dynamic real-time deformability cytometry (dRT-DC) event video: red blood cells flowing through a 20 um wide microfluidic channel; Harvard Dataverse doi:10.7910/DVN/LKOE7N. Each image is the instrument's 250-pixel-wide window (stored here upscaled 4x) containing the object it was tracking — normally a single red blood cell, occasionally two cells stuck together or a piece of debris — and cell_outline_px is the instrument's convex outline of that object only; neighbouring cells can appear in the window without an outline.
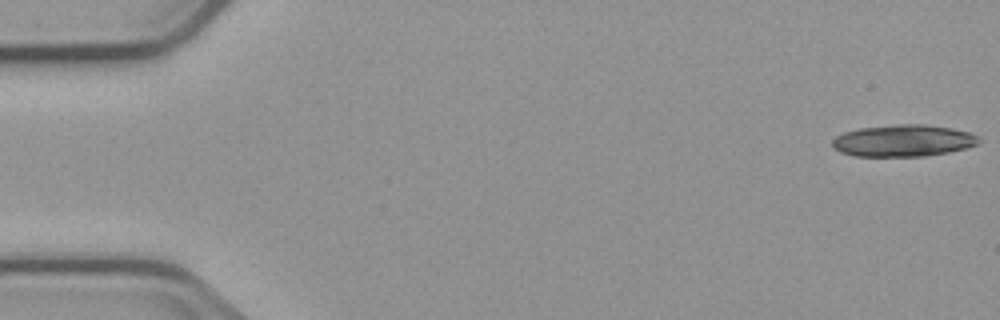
{"species": "common noctule bat (a hibernating species)", "species_latin": "Nyctalus noctula", "temperature_condition": "cold", "stored_images_in_passage": 7, "camera_frame_rate_fps": 3000, "um_per_image_px": 0.085, "animal": {"sex": "male", "body_mass_g": 23.1, "forearm_length_mm": 52.7}, "frame": {"image": 1, "passage_image": 1, "time_ms": 0.0, "image_size_px": [1000, 320], "cell_outline_px": [[980, 144], [948, 152], [924, 156], [856, 156], [840, 152], [832, 148], [832, 140], [836, 136], [844, 132], [860, 128], [896, 124], [924, 124], [952, 128], [968, 132], [976, 136], [980, 140]], "centroid_in_image_um": [76.75, 11.95], "position_along_channel_um": 8.2, "area_um2": 27.17}}
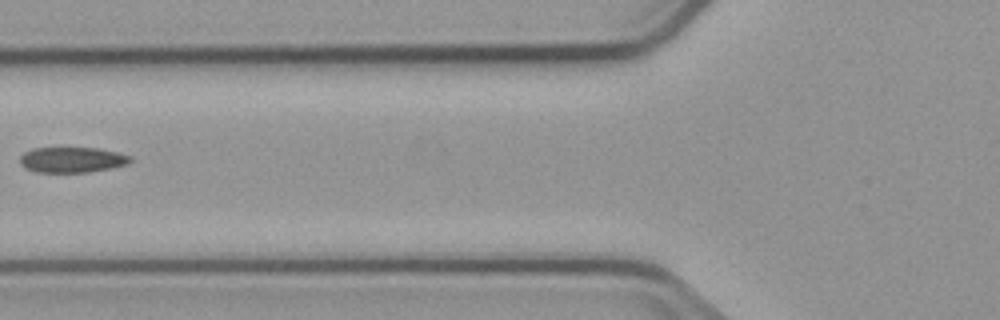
{"frame": {"image": 2, "passage_image": 6, "time_ms": 7.0, "image_size_px": [1000, 320], "cell_outline_px": [[132, 160], [128, 164], [112, 168], [88, 172], [36, 172], [24, 168], [20, 164], [20, 156], [24, 152], [32, 148], [100, 148], [132, 156]], "centroid_in_image_um": [6.12, 13.58], "position_along_channel_um": 119.7, "area_um2": 16.53}}
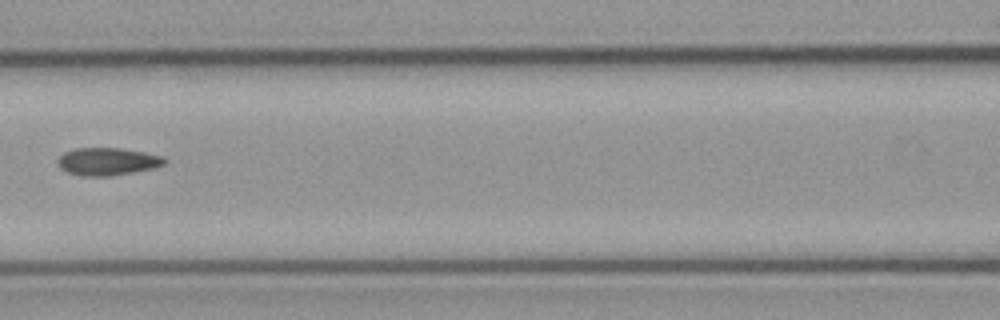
{"frame": {"image": 3, "passage_image": 7, "time_ms": 8.0, "image_size_px": [1000, 320], "cell_outline_px": [[168, 160], [164, 164], [152, 168], [112, 176], [84, 176], [68, 172], [60, 168], [56, 160], [64, 152], [76, 148], [120, 148], [144, 152], [160, 156]], "centroid_in_image_um": [9.1, 13.72], "position_along_channel_um": 157.5, "area_um2": 17.05}}